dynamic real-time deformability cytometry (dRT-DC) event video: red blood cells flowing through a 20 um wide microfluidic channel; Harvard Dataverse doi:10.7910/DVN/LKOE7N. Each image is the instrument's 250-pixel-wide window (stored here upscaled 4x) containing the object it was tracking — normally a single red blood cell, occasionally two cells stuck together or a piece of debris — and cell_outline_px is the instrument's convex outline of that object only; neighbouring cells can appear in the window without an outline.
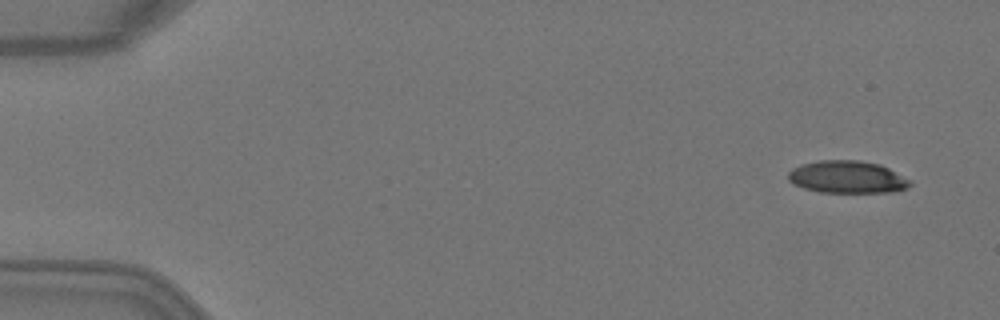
{"species": "Egyptian fruit bat (a non-hibernating species)", "species_latin": "Rousettus aegyptiacus", "temperature_condition": "warm", "stored_images_in_passage": 6, "camera_frame_rate_fps": 3000, "um_per_image_px": 0.085, "animal": {"sex": "female"}, "frame": {"image": 1, "passage_image": 1, "time_ms": 0.0, "image_size_px": [1000, 320], "cell_outline_px": [[912, 184], [908, 188], [892, 192], [820, 192], [804, 188], [792, 184], [788, 180], [788, 172], [792, 168], [800, 164], [820, 160], [860, 160], [880, 164], [912, 180]], "centroid_in_image_um": [72.02, 15.04], "position_along_channel_um": 13.0, "area_um2": 23.24}}
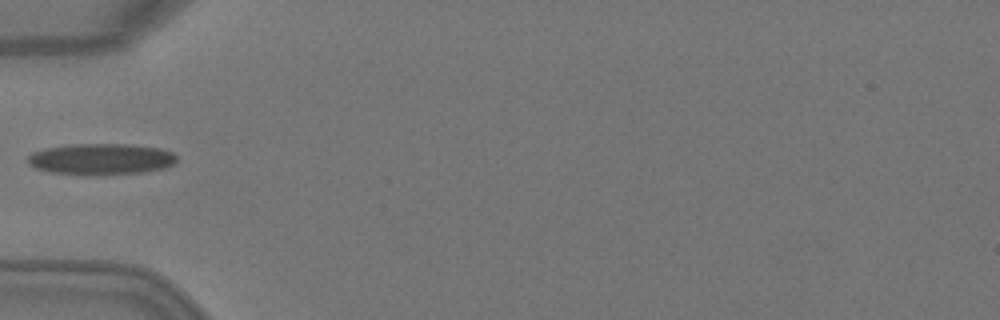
{"frame": {"image": 2, "passage_image": 5, "time_ms": 1.333, "image_size_px": [1000, 320], "cell_outline_px": [[176, 160], [172, 164], [164, 168], [144, 172], [104, 176], [80, 176], [48, 172], [36, 168], [28, 164], [28, 156], [32, 152], [44, 148], [68, 144], [132, 144], [160, 148], [172, 152], [176, 156]], "centroid_in_image_um": [8.55, 13.54], "position_along_channel_um": 76.5, "area_um2": 27.86}}
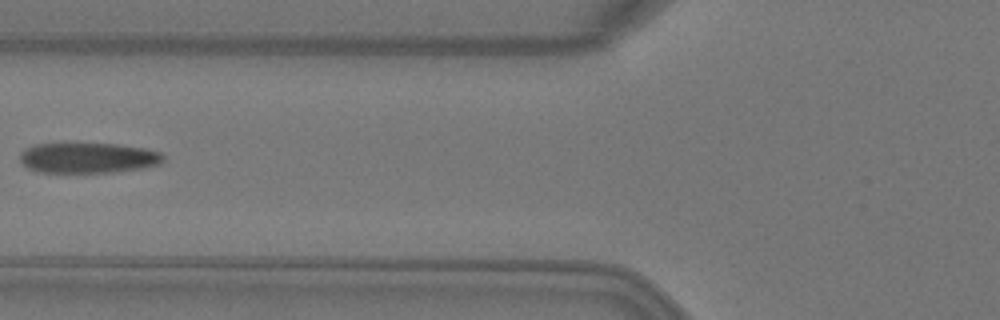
{"frame": {"image": 3, "passage_image": 6, "time_ms": 1.667, "image_size_px": [1000, 320], "cell_outline_px": [[164, 160], [160, 164], [144, 168], [112, 172], [40, 172], [28, 168], [20, 160], [20, 152], [24, 148], [36, 144], [116, 144], [144, 148], [160, 152], [164, 156]], "centroid_in_image_um": [7.5, 13.42], "position_along_channel_um": 118.3, "area_um2": 25.32}}